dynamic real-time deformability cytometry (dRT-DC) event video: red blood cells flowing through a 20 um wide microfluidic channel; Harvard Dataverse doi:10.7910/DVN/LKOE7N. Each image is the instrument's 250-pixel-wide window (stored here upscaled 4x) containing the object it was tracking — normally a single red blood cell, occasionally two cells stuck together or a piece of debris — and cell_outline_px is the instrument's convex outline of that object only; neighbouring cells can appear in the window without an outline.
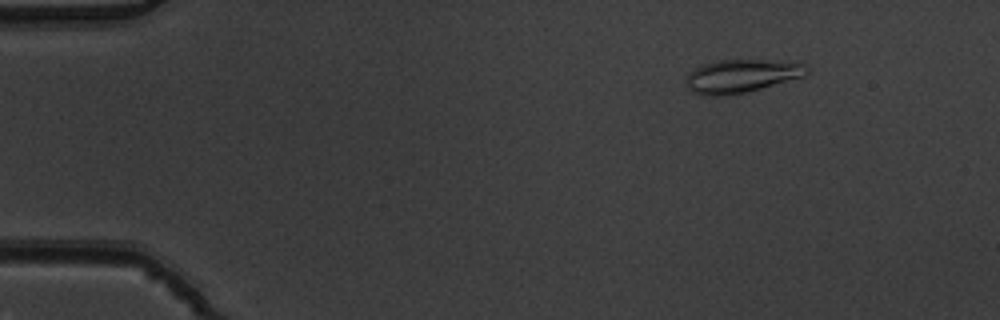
{"species": "common noctule bat (a hibernating species)", "species_latin": "Nyctalus noctula", "temperature_condition": "warm", "stored_images_in_passage": 15, "camera_frame_rate_fps": 3000, "um_per_image_px": 0.085, "animal": {"sex": "male", "body_mass_g": 19.5, "forearm_length_mm": 54.6}, "frame": {"image": 1, "passage_image": 7, "time_ms": 2.0, "image_size_px": [1000, 320], "cell_outline_px": [[808, 72], [804, 76], [760, 88], [744, 92], [716, 96], [708, 96], [696, 92], [688, 88], [688, 72], [704, 64], [716, 60], [800, 60], [808, 64]], "centroid_in_image_um": [63.13, 6.41], "position_along_channel_um": 21.9, "area_um2": 23.29}}